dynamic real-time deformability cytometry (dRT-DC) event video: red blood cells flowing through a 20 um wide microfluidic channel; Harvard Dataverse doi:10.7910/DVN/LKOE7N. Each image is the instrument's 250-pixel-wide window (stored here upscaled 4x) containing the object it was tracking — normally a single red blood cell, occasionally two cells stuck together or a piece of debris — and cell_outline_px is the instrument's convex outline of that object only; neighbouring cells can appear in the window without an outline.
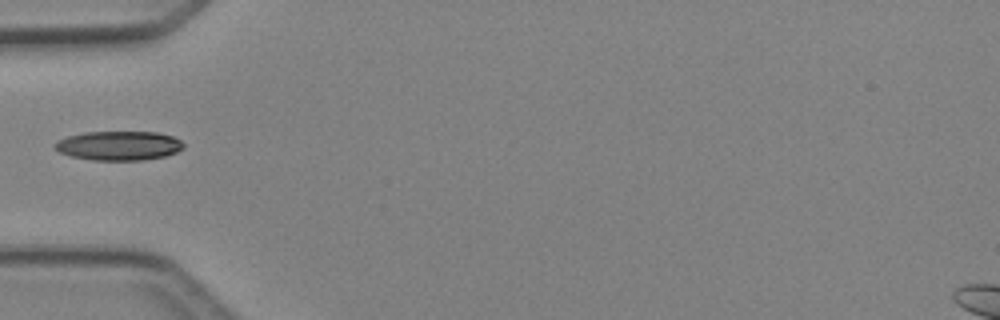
{"species": "Egyptian fruit bat (a non-hibernating species)", "species_latin": "Rousettus aegyptiacus", "temperature_condition": "cold", "stored_images_in_passage": 33, "camera_frame_rate_fps": 3000, "um_per_image_px": 0.085, "animal": {"sex": "female"}, "frame": {"image": 1, "passage_image": 1, "time_ms": 0.0, "image_size_px": [1000, 320], "cell_outline_px": [[184, 148], [176, 152], [164, 156], [144, 160], [92, 160], [72, 156], [60, 152], [52, 148], [52, 144], [56, 140], [68, 136], [84, 132], [156, 132], [172, 136], [180, 140], [184, 144]], "centroid_in_image_um": [10.06, 12.38], "position_along_channel_um": 74.9, "area_um2": 22.02}}
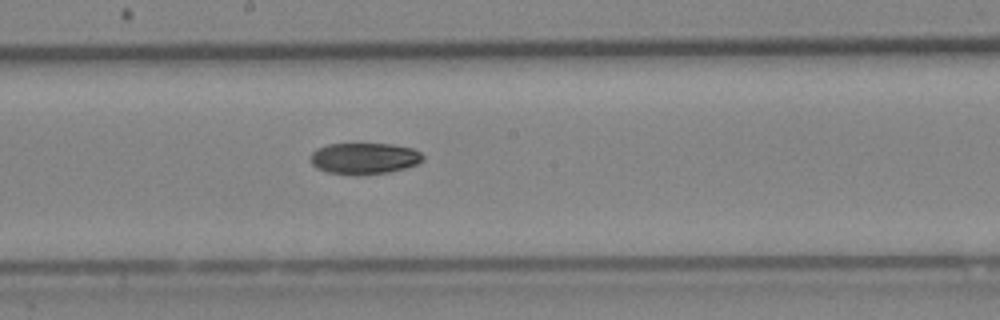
{"frame": {"image": 2, "passage_image": 11, "time_ms": 3.333, "image_size_px": [1000, 320], "cell_outline_px": [[424, 160], [416, 164], [404, 168], [388, 172], [328, 172], [316, 168], [312, 164], [308, 156], [316, 148], [328, 144], [392, 144], [412, 148], [420, 152], [424, 156]], "centroid_in_image_um": [30.95, 13.41], "position_along_channel_um": 217.3, "area_um2": 19.88}}
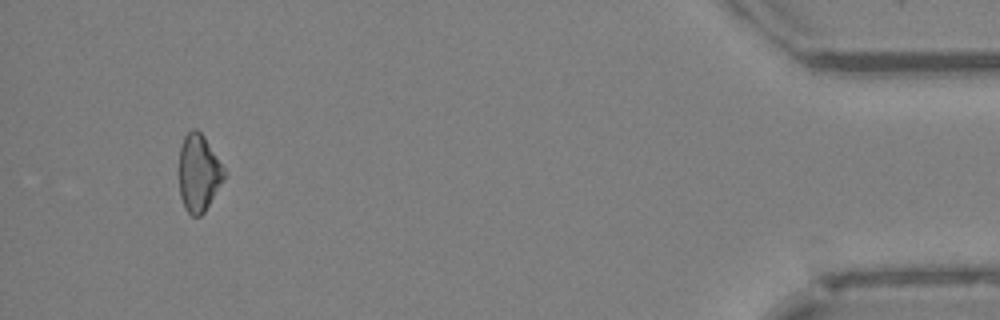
{"frame": {"image": 3, "passage_image": 30, "time_ms": 9.667, "image_size_px": [1000, 320], "cell_outline_px": [[228, 172], [224, 180], [204, 212], [200, 216], [192, 216], [184, 208], [180, 196], [180, 148], [184, 136], [192, 128], [196, 128], [204, 136]], "centroid_in_image_um": [16.92, 14.69], "position_along_channel_um": 418.3, "area_um2": 20.4}}